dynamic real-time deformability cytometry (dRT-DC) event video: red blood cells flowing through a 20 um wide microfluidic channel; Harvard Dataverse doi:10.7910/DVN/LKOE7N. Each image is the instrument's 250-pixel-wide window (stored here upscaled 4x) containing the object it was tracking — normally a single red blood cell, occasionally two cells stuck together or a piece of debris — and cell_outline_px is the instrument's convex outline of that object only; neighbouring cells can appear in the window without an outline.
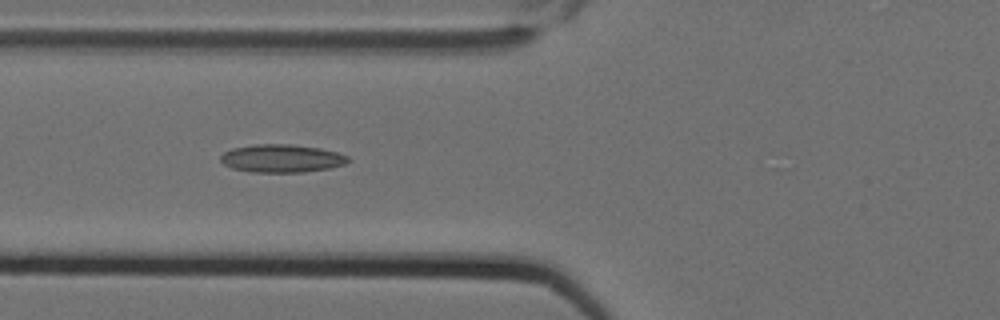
{"species": "Egyptian fruit bat (a non-hibernating species)", "species_latin": "Rousettus aegyptiacus", "temperature_condition": "cold", "stored_images_in_passage": 7, "camera_frame_rate_fps": 3000, "um_per_image_px": 0.085, "animal": {"sex": "female"}, "frame": {"image": 1, "passage_image": 6, "time_ms": 1.667, "image_size_px": [1000, 320], "cell_outline_px": [[352, 160], [344, 164], [328, 168], [304, 172], [252, 172], [232, 168], [224, 164], [220, 160], [220, 156], [224, 152], [232, 148], [252, 144], [288, 144], [320, 148], [336, 152], [348, 156]], "centroid_in_image_um": [23.93, 13.46], "position_along_channel_um": 101.9, "area_um2": 20.81}}
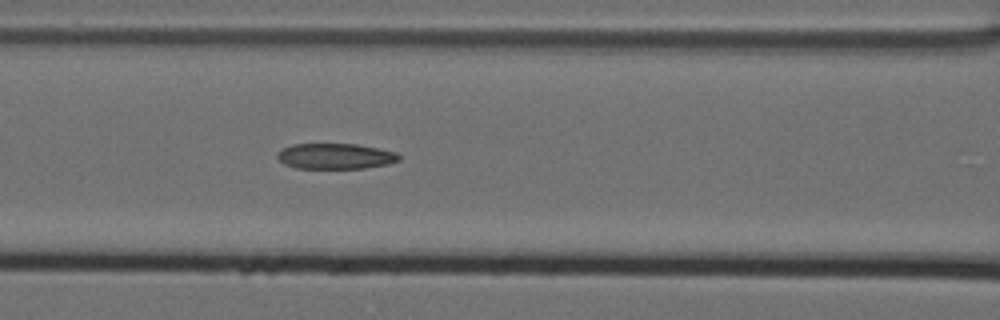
{"frame": {"image": 2, "passage_image": 7, "time_ms": 2.0, "image_size_px": [1000, 320], "cell_outline_px": [[400, 160], [388, 164], [364, 168], [296, 168], [284, 164], [276, 156], [280, 148], [292, 144], [356, 144], [396, 152], [400, 156]], "centroid_in_image_um": [28.48, 13.27], "position_along_channel_um": 138.1, "area_um2": 18.15}}